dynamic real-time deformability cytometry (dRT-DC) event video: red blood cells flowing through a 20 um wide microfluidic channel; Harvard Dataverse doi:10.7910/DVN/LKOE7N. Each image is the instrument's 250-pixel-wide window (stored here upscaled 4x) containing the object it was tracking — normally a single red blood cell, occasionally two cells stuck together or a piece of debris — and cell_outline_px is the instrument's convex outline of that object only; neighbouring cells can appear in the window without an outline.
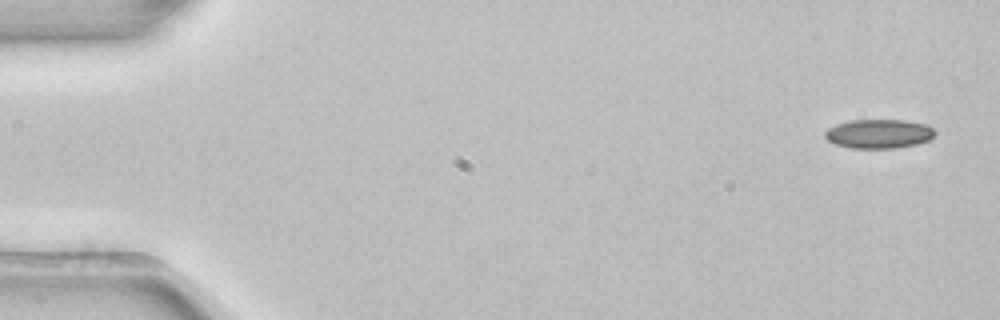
{"species": "common noctule bat (a hibernating species)", "species_latin": "Nyctalus noctula", "temperature_condition": "room temperature", "stored_images_in_passage": 3, "camera_frame_rate_fps": 3000, "um_per_image_px": 0.085, "animal": {"sex": "female", "body_mass_g": 22.7, "forearm_length_mm": 54.2}, "frame": {"image": 1, "passage_image": 1, "time_ms": 0.0, "image_size_px": [1000, 320], "cell_outline_px": [[936, 132], [928, 140], [916, 144], [896, 148], [852, 148], [836, 144], [828, 140], [824, 136], [824, 132], [828, 128], [836, 124], [852, 120], [904, 120], [924, 124], [932, 128]], "centroid_in_image_um": [74.67, 11.37], "position_along_channel_um": 10.3, "area_um2": 18.5}}
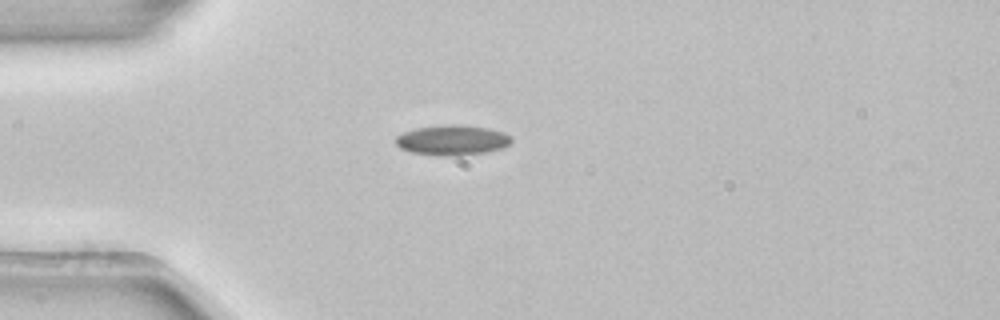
{"frame": {"image": 2, "passage_image": 3, "time_ms": 0.667, "image_size_px": [1000, 320], "cell_outline_px": [[512, 140], [504, 148], [488, 152], [460, 156], [436, 156], [408, 152], [400, 148], [396, 144], [396, 136], [404, 132], [416, 128], [448, 124], [456, 124], [488, 128], [504, 132], [512, 136]], "centroid_in_image_um": [38.45, 11.93], "position_along_channel_um": 46.5, "area_um2": 20.69}}